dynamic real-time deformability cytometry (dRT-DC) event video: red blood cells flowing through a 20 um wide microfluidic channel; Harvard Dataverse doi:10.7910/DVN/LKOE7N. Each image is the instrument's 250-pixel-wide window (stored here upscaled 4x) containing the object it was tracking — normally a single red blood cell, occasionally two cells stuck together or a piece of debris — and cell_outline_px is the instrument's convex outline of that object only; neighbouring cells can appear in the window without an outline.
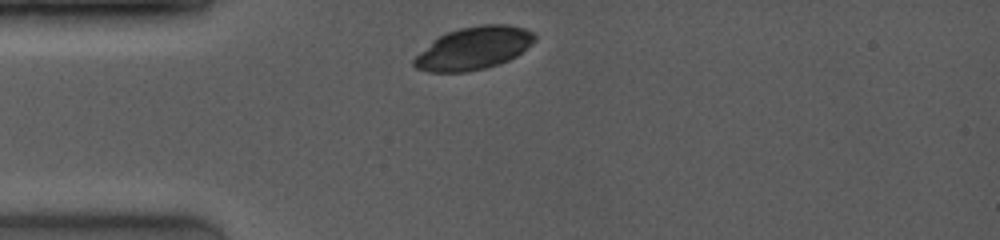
{"species": "common noctule bat (a hibernating species)", "species_latin": "Nyctalus noctula", "temperature_condition": "room temperature", "stored_images_in_passage": 44, "camera_frame_rate_fps": 4000, "um_per_image_px": 0.085, "animal": {"sex": "female", "body_mass_g": 19.0, "forearm_length_mm": 53.3}, "frame": {"image": 1, "passage_image": 1, "time_ms": 0.0, "image_size_px": [1000, 240], "cell_outline_px": [[536, 40], [516, 56], [500, 64], [468, 72], [428, 72], [416, 68], [412, 64], [412, 60], [432, 40], [448, 32], [460, 28], [480, 24], [508, 24], [524, 28], [532, 32], [536, 36]], "centroid_in_image_um": [40.26, 4.1], "position_along_channel_um": 44.7, "area_um2": 30.06}}
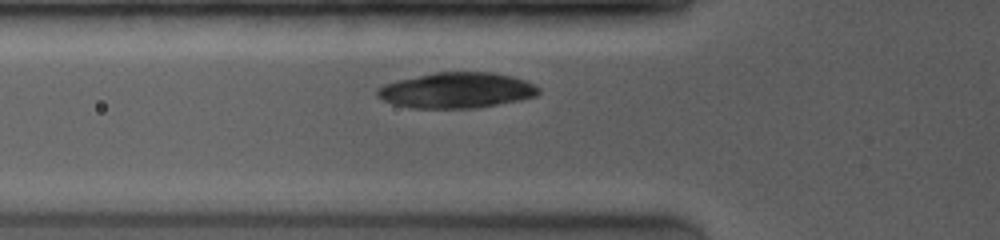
{"frame": {"image": 2, "passage_image": 9, "time_ms": 1.5, "image_size_px": [1000, 240], "cell_outline_px": [[540, 92], [536, 96], [520, 100], [476, 108], [412, 108], [392, 104], [380, 100], [376, 96], [376, 88], [384, 84], [396, 80], [436, 72], [492, 72], [512, 76], [524, 80], [540, 88]], "centroid_in_image_um": [38.76, 7.68], "position_along_channel_um": 87.0, "area_um2": 33.7}}
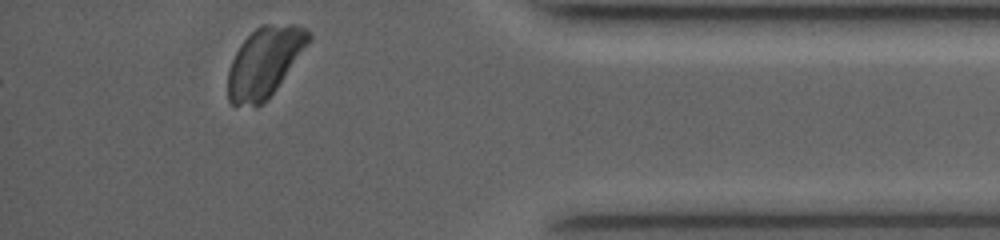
{"frame": {"image": 3, "passage_image": 44, "time_ms": 10.0, "image_size_px": [1000, 240], "cell_outline_px": [[312, 40], [276, 88], [256, 108], [232, 104], [228, 100], [228, 72], [232, 60], [240, 44], [260, 24], [296, 24], [312, 32]], "centroid_in_image_um": [22.5, 5.26], "position_along_channel_um": 412.7, "area_um2": 32.83}}